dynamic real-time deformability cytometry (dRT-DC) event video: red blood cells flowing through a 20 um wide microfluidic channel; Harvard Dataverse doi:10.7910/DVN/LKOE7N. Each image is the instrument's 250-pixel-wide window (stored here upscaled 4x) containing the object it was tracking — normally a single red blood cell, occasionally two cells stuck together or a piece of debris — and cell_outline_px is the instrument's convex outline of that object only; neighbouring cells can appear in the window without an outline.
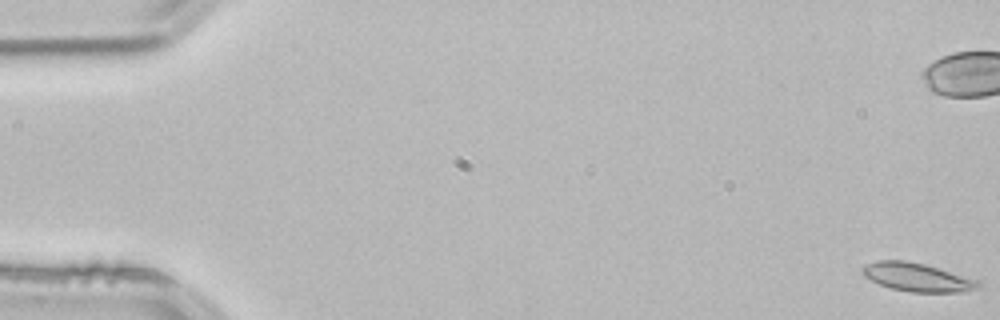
{"species": "common noctule bat (a hibernating species)", "species_latin": "Nyctalus noctula", "temperature_condition": "room temperature", "stored_images_in_passage": 55, "camera_frame_rate_fps": 3000, "um_per_image_px": 0.085, "animal": {"sex": "male", "body_mass_g": 21.5, "forearm_length_mm": 52.0}, "frame": {"image": 1, "passage_image": 1, "time_ms": 0.0, "image_size_px": [1000, 320], "cell_outline_px": [[984, 284], [980, 288], [960, 292], [912, 292], [892, 288], [880, 284], [864, 276], [860, 272], [868, 264], [876, 260], [904, 260], [924, 264], [980, 280]], "centroid_in_image_um": [78.03, 23.57], "position_along_channel_um": 7.0, "area_um2": 19.13}, "authors_computed_cell_mechanics": {"area_um2": 17.9758, "velocity_mm_per_s": 3.8195, "shape_relaxation_time_tau1_ms": null, "shape_relaxation_time_tau2_ms": 3.8479, "deformation_change_tau1": null, "deformation_change_tau2": 0.0989}}